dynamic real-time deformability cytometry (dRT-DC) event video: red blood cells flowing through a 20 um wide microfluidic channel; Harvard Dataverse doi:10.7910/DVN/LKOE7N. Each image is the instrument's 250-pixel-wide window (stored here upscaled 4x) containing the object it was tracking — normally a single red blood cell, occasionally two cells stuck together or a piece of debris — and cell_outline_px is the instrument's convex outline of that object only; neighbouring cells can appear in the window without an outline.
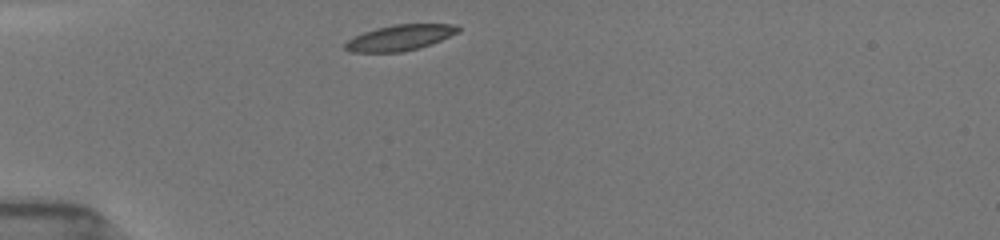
{"species": "common noctule bat (a hibernating species)", "species_latin": "Nyctalus noctula", "temperature_condition": "room temperature", "stored_images_in_passage": 23, "camera_frame_rate_fps": 3000, "um_per_image_px": 0.085, "animal": {"sex": "female", "body_mass_g": 19.5, "forearm_length_mm": 54.1}, "frame": {"image": 1, "passage_image": 1, "time_ms": 0.0, "image_size_px": [1000, 240], "cell_outline_px": [[460, 32], [440, 40], [416, 48], [400, 52], [352, 52], [344, 48], [344, 44], [352, 36], [376, 28], [392, 24], [456, 24], [460, 28]], "centroid_in_image_um": [33.97, 3.19], "position_along_channel_um": 51.0, "area_um2": 16.82}}
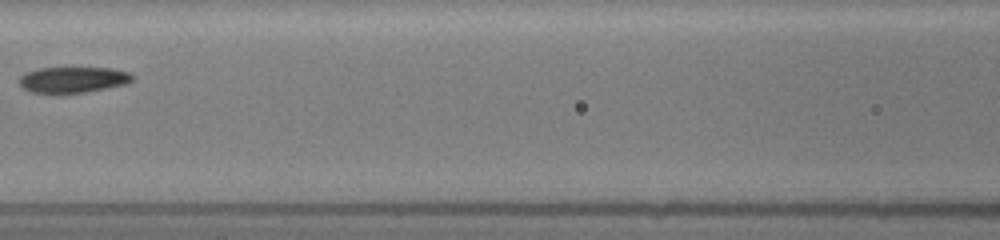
{"frame": {"image": 2, "passage_image": 10, "time_ms": 3.333, "image_size_px": [1000, 240], "cell_outline_px": [[132, 80], [124, 84], [84, 92], [32, 92], [24, 88], [20, 84], [20, 76], [36, 68], [112, 68], [128, 72], [132, 76]], "centroid_in_image_um": [6.19, 6.75], "position_along_channel_um": 160.4, "area_um2": 16.53}}
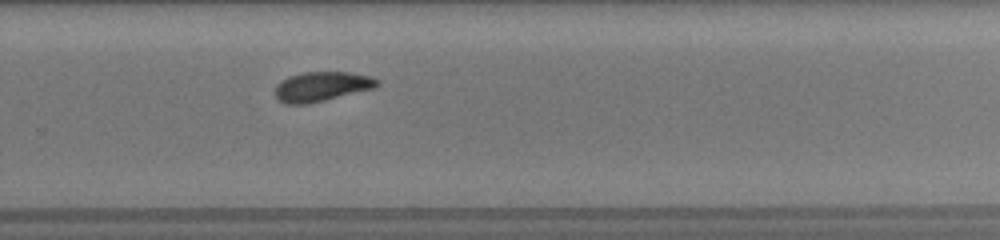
{"frame": {"image": 3, "passage_image": 21, "time_ms": 7.0, "image_size_px": [1000, 240], "cell_outline_px": [[380, 84], [376, 88], [308, 104], [288, 104], [280, 100], [276, 96], [276, 84], [280, 80], [288, 76], [304, 72], [348, 72], [372, 76], [380, 80]], "centroid_in_image_um": [27.39, 7.34], "position_along_channel_um": 302.4, "area_um2": 17.74}}